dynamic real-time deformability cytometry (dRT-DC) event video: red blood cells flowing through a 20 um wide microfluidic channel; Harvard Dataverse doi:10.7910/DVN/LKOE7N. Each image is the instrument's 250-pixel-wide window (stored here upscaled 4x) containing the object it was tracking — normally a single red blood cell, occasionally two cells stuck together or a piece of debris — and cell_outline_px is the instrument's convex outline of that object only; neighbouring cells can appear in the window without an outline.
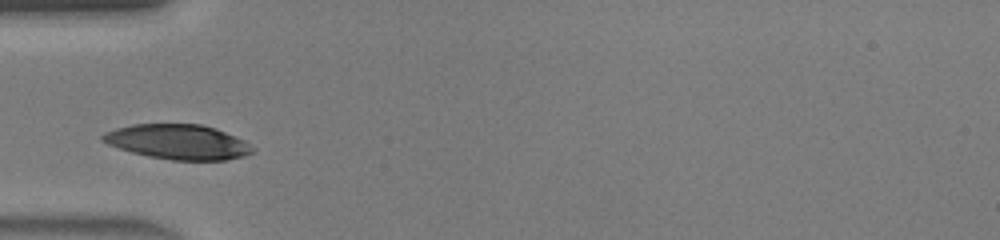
{"species": "human", "species_latin": "Homo sapiens", "temperature_condition": "warm", "stored_images_in_passage": 24, "camera_frame_rate_fps": 3000, "um_per_image_px": 0.085, "donor": {"sex": "male"}, "frame": {"image": 1, "passage_image": 1, "time_ms": 0.0, "image_size_px": [1000, 240], "cell_outline_px": [[252, 152], [244, 156], [224, 160], [172, 160], [148, 156], [132, 152], [108, 144], [100, 140], [100, 136], [104, 132], [116, 128], [132, 124], [200, 124], [216, 128], [244, 140], [252, 148]], "centroid_in_image_um": [15.09, 12.05], "position_along_channel_um": 69.9, "area_um2": 30.29}}
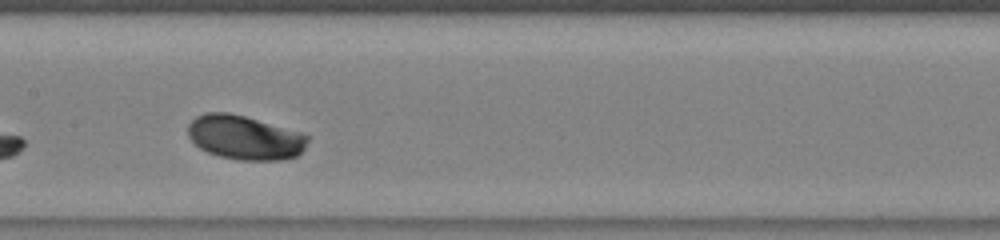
{"frame": {"image": 2, "passage_image": 9, "time_ms": 2.667, "image_size_px": [1000, 240], "cell_outline_px": [[308, 140], [304, 148], [296, 156], [284, 160], [240, 160], [220, 156], [208, 152], [200, 148], [188, 136], [188, 124], [196, 116], [204, 112], [228, 112], [244, 116], [300, 132], [308, 136]], "centroid_in_image_um": [20.78, 11.68], "position_along_channel_um": 186.6, "area_um2": 30.63}}
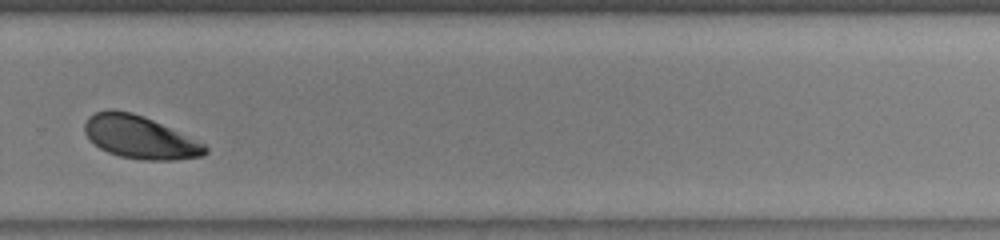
{"frame": {"image": 3, "passage_image": 18, "time_ms": 5.667, "image_size_px": [1000, 240], "cell_outline_px": [[208, 152], [204, 156], [176, 160], [144, 160], [120, 156], [108, 152], [100, 148], [88, 140], [84, 132], [84, 124], [88, 116], [96, 112], [108, 108], [112, 108], [132, 112], [144, 116], [204, 144], [208, 148]], "centroid_in_image_um": [11.84, 11.65], "position_along_channel_um": 318.0, "area_um2": 30.17}, "authors_computed_cell_mechanics": {"area_um2": 30.1138, "velocity_mm_per_s": 4.3833, "shape_relaxation_time_tau1_ms": 0.8229, "shape_relaxation_time_tau2_ms": null, "deformation_change_tau1": 0.084, "deformation_change_tau2": null}}